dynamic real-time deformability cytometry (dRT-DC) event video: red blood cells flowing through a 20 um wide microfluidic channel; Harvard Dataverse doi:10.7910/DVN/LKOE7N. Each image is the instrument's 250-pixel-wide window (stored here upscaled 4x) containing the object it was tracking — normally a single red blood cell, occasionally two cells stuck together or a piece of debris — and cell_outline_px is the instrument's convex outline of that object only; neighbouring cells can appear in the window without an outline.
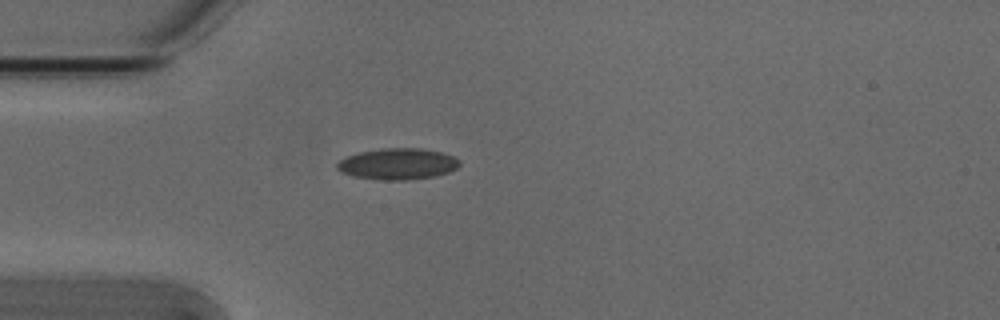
{"species": "Egyptian fruit bat (a non-hibernating species)", "species_latin": "Rousettus aegyptiacus", "temperature_condition": "cold", "stored_images_in_passage": 40, "camera_frame_rate_fps": 3000, "um_per_image_px": 0.085, "animal": {"sex": "male"}, "frame": {"image": 1, "passage_image": 1, "time_ms": 0.0, "image_size_px": [1000, 320], "cell_outline_px": [[460, 164], [456, 168], [448, 172], [436, 176], [408, 180], [380, 180], [352, 176], [340, 172], [336, 168], [336, 164], [340, 160], [348, 156], [360, 152], [384, 148], [420, 148], [440, 152], [452, 156], [460, 160]], "centroid_in_image_um": [33.79, 13.94], "position_along_channel_um": 51.2, "area_um2": 22.31}}
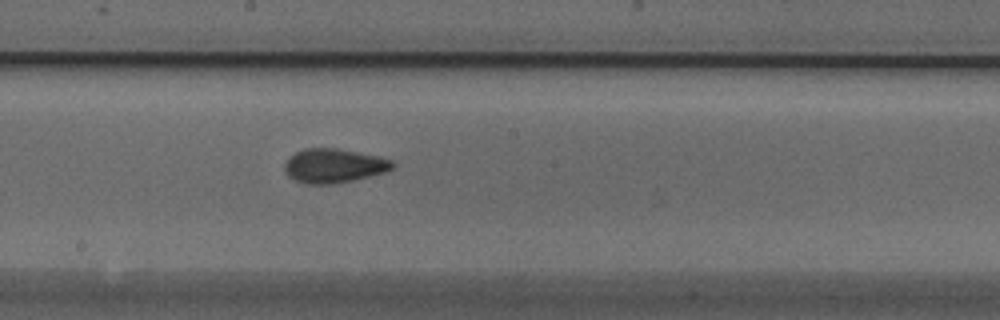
{"frame": {"image": 2, "passage_image": 15, "time_ms": 4.667, "image_size_px": [1000, 320], "cell_outline_px": [[396, 168], [384, 172], [352, 180], [332, 184], [308, 184], [296, 180], [288, 176], [284, 172], [284, 164], [288, 156], [304, 148], [336, 148], [380, 156], [392, 160], [396, 164]], "centroid_in_image_um": [28.37, 14.08], "position_along_channel_um": 219.8, "area_um2": 21.62}}
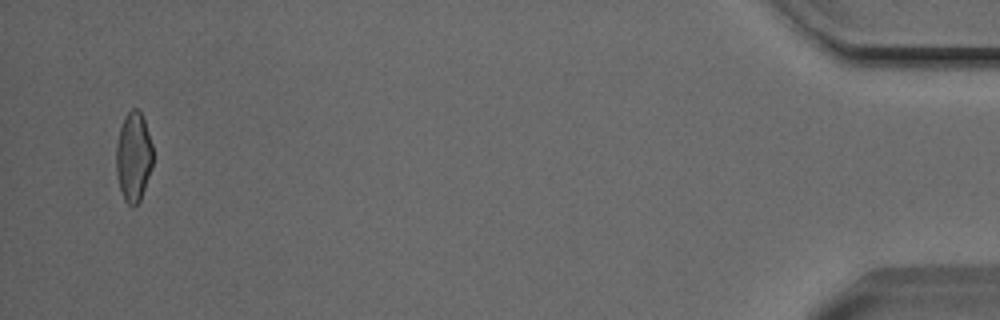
{"frame": {"image": 3, "passage_image": 38, "time_ms": 12.333, "image_size_px": [1000, 320], "cell_outline_px": [[152, 168], [140, 200], [132, 208], [124, 200], [120, 188], [116, 172], [116, 144], [120, 128], [124, 116], [132, 108], [136, 108], [140, 112], [144, 120], [152, 144]], "centroid_in_image_um": [11.34, 13.33], "position_along_channel_um": 423.9, "area_um2": 19.13}, "authors_computed_cell_mechanics": {"area_um2": 19.9988, "velocity_mm_per_s": 3.8158, "shape_relaxation_time_tau1_ms": 8.4893, "shape_relaxation_time_tau2_ms": 1.8159, "deformation_change_tau1": 0.1703, "deformation_change_tau2": 0.0691}}